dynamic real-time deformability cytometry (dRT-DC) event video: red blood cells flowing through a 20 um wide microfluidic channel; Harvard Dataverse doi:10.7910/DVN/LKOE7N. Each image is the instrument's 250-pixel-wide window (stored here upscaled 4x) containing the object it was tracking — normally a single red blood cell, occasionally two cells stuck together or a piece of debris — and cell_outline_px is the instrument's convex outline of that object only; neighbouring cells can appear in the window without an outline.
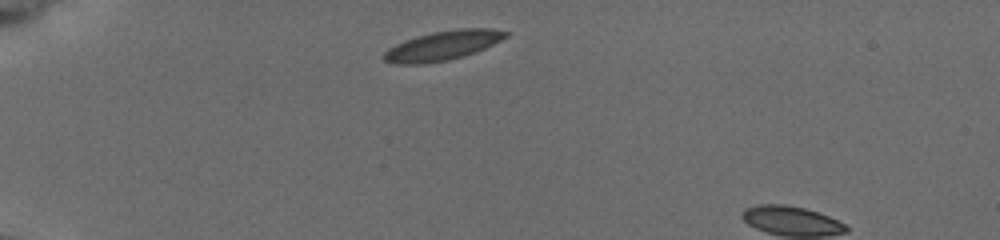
{"species": "common noctule bat (a hibernating species)", "species_latin": "Nyctalus noctula", "temperature_condition": "cold", "stored_images_in_passage": 41, "camera_frame_rate_fps": 3000, "um_per_image_px": 0.085, "animal": {"sex": "female", "body_mass_g": 19.5, "forearm_length_mm": 54.1}, "frame": {"image": 1, "passage_image": 1, "time_ms": 0.0, "image_size_px": [1000, 240], "cell_outline_px": [[508, 36], [484, 48], [448, 60], [420, 64], [396, 64], [384, 60], [380, 56], [388, 48], [396, 44], [416, 36], [432, 32], [460, 28], [492, 28], [508, 32]], "centroid_in_image_um": [37.58, 3.86], "position_along_channel_um": 47.4, "area_um2": 20.63}}
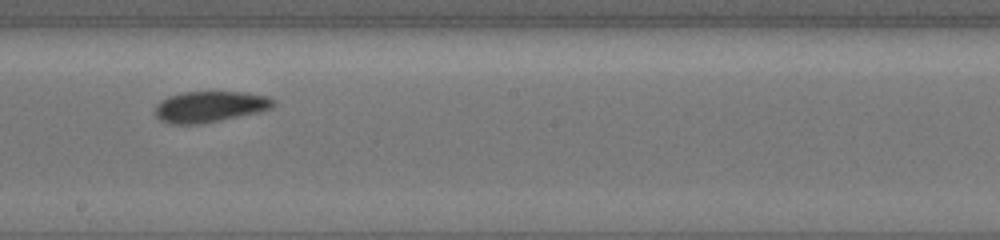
{"frame": {"image": 2, "passage_image": 19, "time_ms": 6.0, "image_size_px": [1000, 240], "cell_outline_px": [[276, 104], [272, 108], [260, 112], [200, 124], [172, 124], [160, 120], [156, 116], [156, 104], [160, 100], [168, 96], [184, 92], [248, 92], [268, 96], [276, 100]], "centroid_in_image_um": [17.88, 9.06], "position_along_channel_um": 230.3, "area_um2": 21.56}}
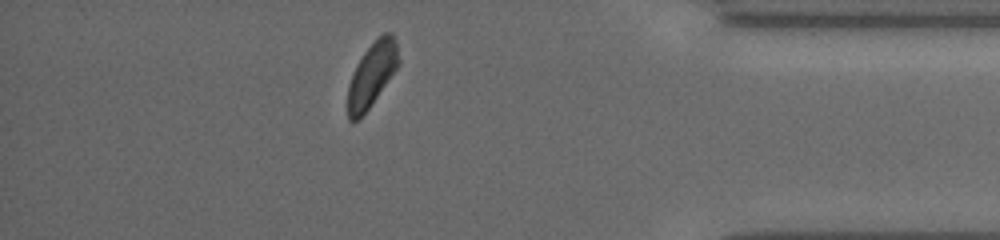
{"frame": {"image": 3, "passage_image": 35, "time_ms": 11.333, "image_size_px": [1000, 240], "cell_outline_px": [[400, 64], [368, 108], [356, 120], [348, 120], [348, 84], [356, 64], [364, 52], [384, 32], [392, 32], [396, 44], [400, 60]], "centroid_in_image_um": [31.62, 6.31], "position_along_channel_um": 403.6, "area_um2": 18.55}}